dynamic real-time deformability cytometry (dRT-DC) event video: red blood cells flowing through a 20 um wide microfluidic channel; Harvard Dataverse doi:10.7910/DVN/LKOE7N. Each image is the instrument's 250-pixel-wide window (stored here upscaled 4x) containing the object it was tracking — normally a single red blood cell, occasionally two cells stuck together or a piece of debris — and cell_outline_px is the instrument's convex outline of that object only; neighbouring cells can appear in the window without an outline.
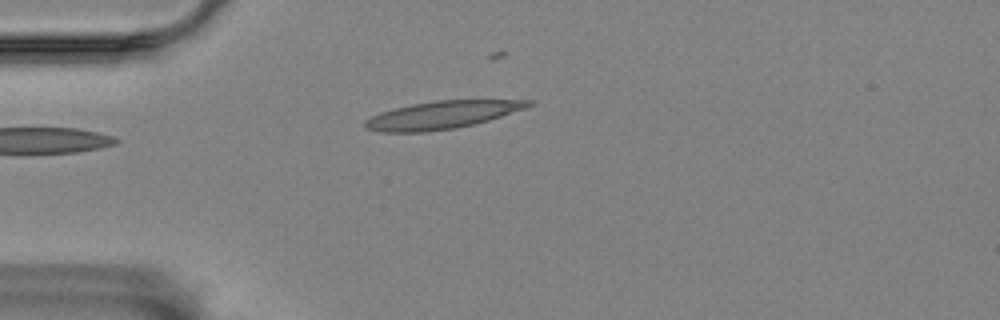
{"species": "Egyptian fruit bat (a non-hibernating species)", "species_latin": "Rousettus aegyptiacus", "temperature_condition": "room temperature", "stored_images_in_passage": 5, "camera_frame_rate_fps": 3000, "um_per_image_px": 0.085, "animal": {"sex": "female"}, "frame": {"image": 1, "passage_image": 5, "time_ms": 1.333, "image_size_px": [1000, 320], "cell_outline_px": [[536, 104], [528, 108], [488, 120], [456, 128], [424, 132], [380, 132], [364, 128], [364, 120], [380, 112], [412, 104], [436, 100], [536, 100]], "centroid_in_image_um": [37.61, 9.76], "position_along_channel_um": 47.4, "area_um2": 26.47}}